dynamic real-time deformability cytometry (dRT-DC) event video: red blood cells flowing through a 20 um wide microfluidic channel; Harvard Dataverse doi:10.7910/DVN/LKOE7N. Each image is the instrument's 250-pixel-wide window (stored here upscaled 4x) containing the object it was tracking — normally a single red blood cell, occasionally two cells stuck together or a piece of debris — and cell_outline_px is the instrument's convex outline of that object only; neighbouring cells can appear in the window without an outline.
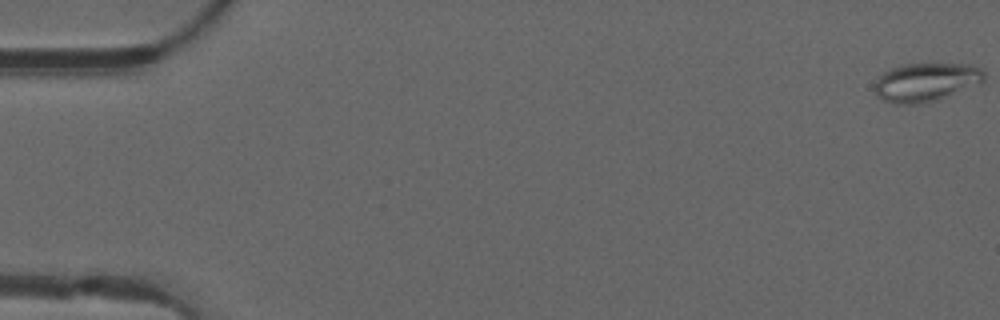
{"species": "common noctule bat (a hibernating species)", "species_latin": "Nyctalus noctula", "temperature_condition": "warm", "stored_images_in_passage": 49, "camera_frame_rate_fps": 3000, "um_per_image_px": 0.085, "animal": {"sex": "male", "forearm_length_mm": 52.5}, "frame": {"image": 1, "passage_image": 1, "time_ms": 0.0, "image_size_px": [1000, 320], "cell_outline_px": [[984, 80], [980, 84], [936, 100], [920, 104], [896, 104], [884, 100], [876, 96], [876, 80], [884, 72], [900, 64], [968, 64], [980, 68], [984, 72]], "centroid_in_image_um": [78.71, 6.98], "position_along_channel_um": 6.3, "area_um2": 24.51}}
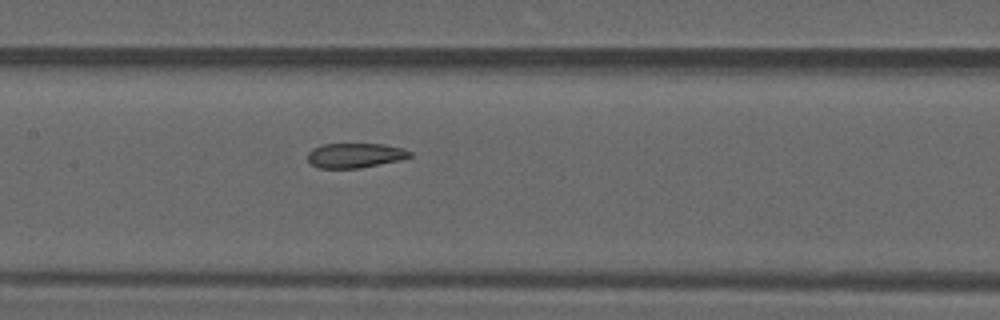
{"frame": {"image": 2, "passage_image": 25, "time_ms": 8.0, "image_size_px": [1000, 320], "cell_outline_px": [[412, 156], [400, 160], [360, 168], [320, 168], [312, 164], [308, 160], [308, 152], [312, 148], [320, 144], [384, 144], [404, 148], [412, 152]], "centroid_in_image_um": [30.19, 13.2], "position_along_channel_um": 177.2, "area_um2": 14.8}}
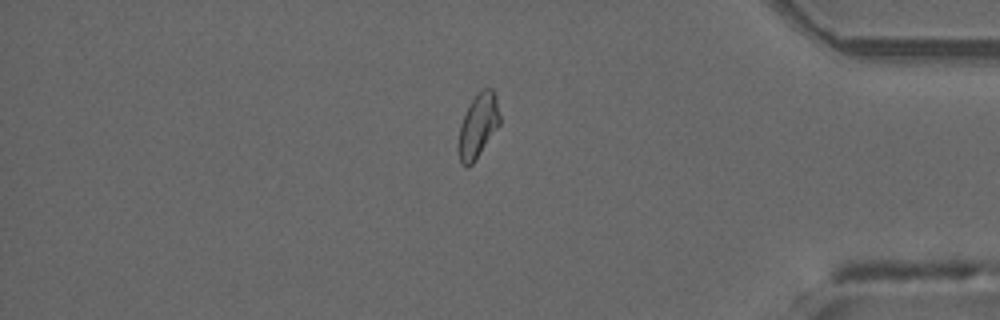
{"frame": {"image": 3, "passage_image": 43, "time_ms": 14.0, "image_size_px": [1000, 320], "cell_outline_px": [[500, 124], [472, 164], [464, 168], [460, 164], [460, 124], [468, 104], [484, 88], [492, 88], [496, 92], [500, 116]], "centroid_in_image_um": [40.66, 10.65], "position_along_channel_um": 394.5, "area_um2": 15.14}, "authors_computed_cell_mechanics": {"area_um2": 15.8372, "velocity_mm_per_s": 4.1046, "shape_relaxation_time_tau1_ms": null, "shape_relaxation_time_tau2_ms": 1.7038, "deformation_change_tau1": null, "deformation_change_tau2": 0.0818}}